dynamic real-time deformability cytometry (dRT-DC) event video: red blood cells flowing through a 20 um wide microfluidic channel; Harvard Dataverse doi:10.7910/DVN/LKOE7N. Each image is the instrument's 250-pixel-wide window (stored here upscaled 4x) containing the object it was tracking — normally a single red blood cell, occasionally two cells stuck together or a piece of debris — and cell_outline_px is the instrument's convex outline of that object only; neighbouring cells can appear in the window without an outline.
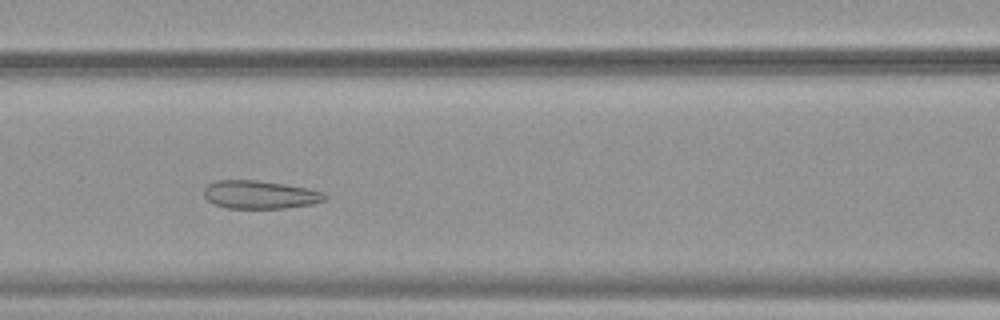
{"species": "common noctule bat (a hibernating species)", "species_latin": "Nyctalus noctula", "temperature_condition": "warm", "stored_images_in_passage": 49, "camera_frame_rate_fps": 3000, "um_per_image_px": 0.085, "animal": {"sex": "female", "body_mass_g": 19.9}, "frame": {"image": 1, "passage_image": 19, "time_ms": 6.0, "image_size_px": [1000, 320], "cell_outline_px": [[328, 196], [324, 200], [312, 204], [284, 208], [228, 208], [212, 204], [204, 196], [204, 188], [208, 184], [216, 180], [256, 180], [284, 184], [308, 188], [324, 192]], "centroid_in_image_um": [22.08, 16.54], "position_along_channel_um": 144.5, "area_um2": 19.88}}
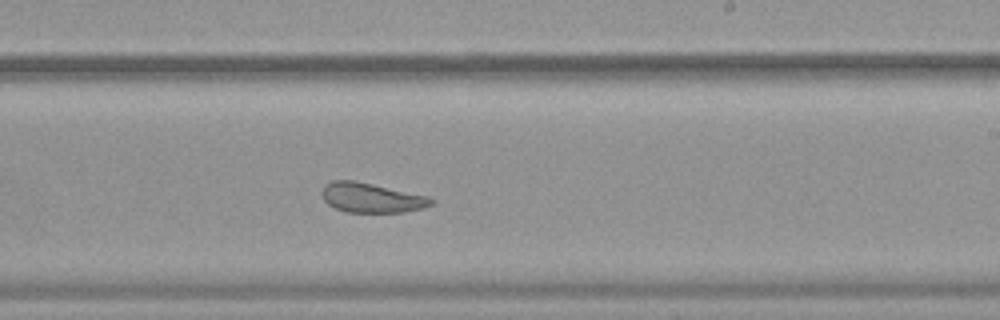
{"frame": {"image": 2, "passage_image": 28, "time_ms": 9.0, "image_size_px": [1000, 320], "cell_outline_px": [[432, 204], [424, 208], [404, 212], [348, 212], [336, 208], [328, 204], [324, 200], [320, 192], [324, 184], [332, 180], [352, 180], [372, 184], [428, 196], [432, 200]], "centroid_in_image_um": [31.53, 16.8], "position_along_channel_um": 257.5, "area_um2": 18.79}}
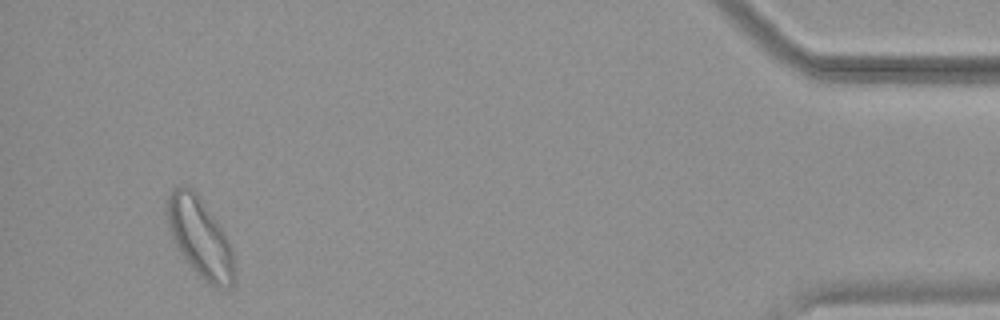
{"frame": {"image": 3, "passage_image": 46, "time_ms": 15.0, "image_size_px": [1000, 320], "cell_outline_px": [[236, 276], [232, 284], [228, 288], [224, 288], [212, 284], [200, 276], [196, 272], [180, 252], [172, 236], [168, 224], [168, 196], [172, 188], [180, 184], [192, 188], [196, 192], [224, 232], [232, 248], [236, 272]], "centroid_in_image_um": [17.03, 20.17], "position_along_channel_um": 418.2, "area_um2": 30.52}, "authors_computed_cell_mechanics": {"area_um2": 24.276, "velocity_mm_per_s": 3.7883, "shape_relaxation_time_tau1_ms": null, "shape_relaxation_time_tau2_ms": 1.5793, "deformation_change_tau1": null, "deformation_change_tau2": 0.0804}}